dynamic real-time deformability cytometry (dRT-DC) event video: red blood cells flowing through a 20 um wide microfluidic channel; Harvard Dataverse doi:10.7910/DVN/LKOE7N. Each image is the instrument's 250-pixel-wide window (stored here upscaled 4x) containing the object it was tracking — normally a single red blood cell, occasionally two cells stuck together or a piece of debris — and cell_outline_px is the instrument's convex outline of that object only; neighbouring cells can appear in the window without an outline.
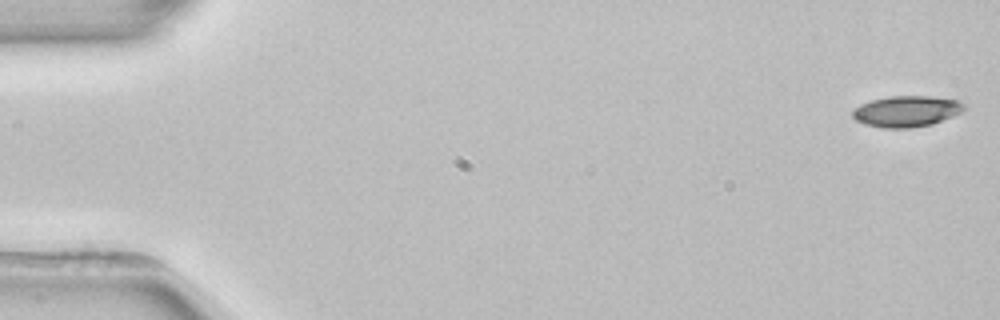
{"species": "common noctule bat (a hibernating species)", "species_latin": "Nyctalus noctula", "temperature_condition": "room temperature", "stored_images_in_passage": 3, "camera_frame_rate_fps": 3000, "um_per_image_px": 0.085, "animal": {"sex": "female", "body_mass_g": 22.7, "forearm_length_mm": 54.2}, "frame": {"image": 1, "passage_image": 1, "time_ms": 0.0, "image_size_px": [1000, 320], "cell_outline_px": [[964, 108], [960, 112], [952, 116], [932, 124], [912, 128], [884, 128], [864, 124], [856, 120], [852, 116], [852, 108], [860, 104], [872, 100], [888, 96], [928, 96], [956, 100], [964, 104]], "centroid_in_image_um": [76.99, 9.46], "position_along_channel_um": 8.0, "area_um2": 20.11}}
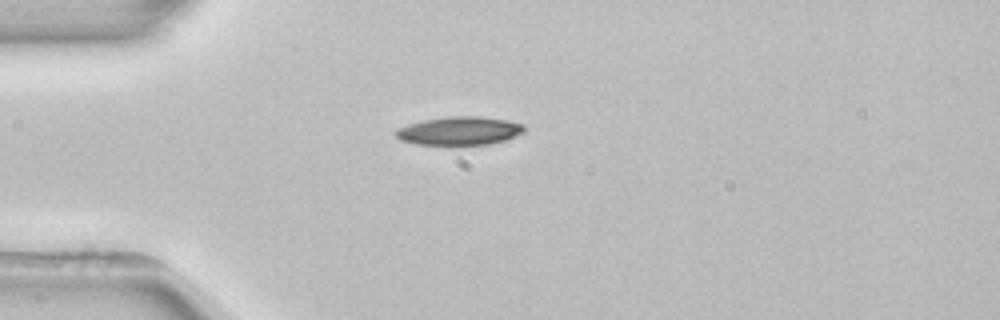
{"frame": {"image": 2, "passage_image": 3, "time_ms": 4.333, "image_size_px": [1000, 320], "cell_outline_px": [[524, 132], [504, 140], [492, 144], [460, 148], [456, 148], [416, 144], [400, 140], [392, 132], [396, 128], [408, 124], [424, 120], [448, 116], [480, 116], [508, 120], [524, 124]], "centroid_in_image_um": [39.01, 11.17], "position_along_channel_um": 46.0, "area_um2": 22.43}}